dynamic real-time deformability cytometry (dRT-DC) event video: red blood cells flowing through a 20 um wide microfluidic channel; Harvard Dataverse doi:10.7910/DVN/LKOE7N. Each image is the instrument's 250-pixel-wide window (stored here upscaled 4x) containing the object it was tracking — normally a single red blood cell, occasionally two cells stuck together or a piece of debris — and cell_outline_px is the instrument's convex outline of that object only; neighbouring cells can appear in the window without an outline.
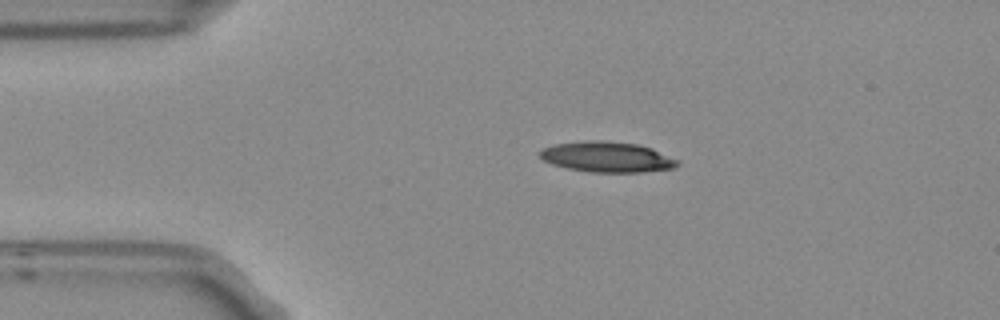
{"species": "Egyptian fruit bat (a non-hibernating species)", "species_latin": "Rousettus aegyptiacus", "temperature_condition": "room temperature", "stored_images_in_passage": 3, "camera_frame_rate_fps": 3000, "um_per_image_px": 0.085, "frame": {"image": 1, "passage_image": 2, "time_ms": 0.333, "image_size_px": [1000, 320], "cell_outline_px": [[680, 164], [676, 168], [640, 172], [592, 172], [568, 168], [552, 164], [544, 160], [540, 156], [540, 152], [544, 148], [556, 144], [584, 140], [604, 140], [636, 144], [652, 148], [680, 160]], "centroid_in_image_um": [51.66, 13.34], "position_along_channel_um": 33.3, "area_um2": 24.45}}
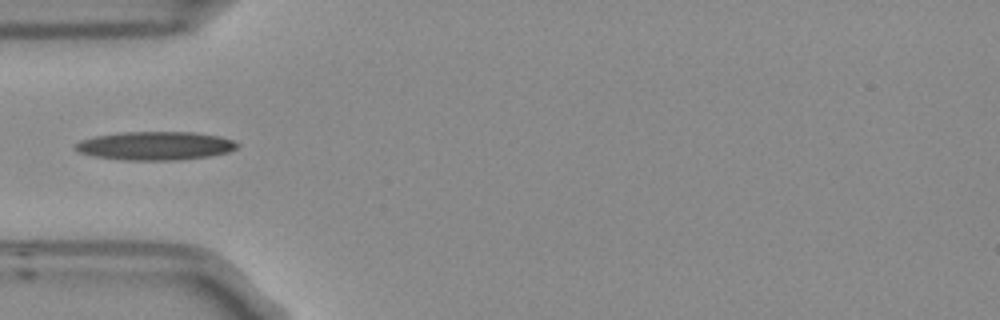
{"frame": {"image": 2, "passage_image": 3, "time_ms": 0.667, "image_size_px": [1000, 320], "cell_outline_px": [[240, 144], [236, 148], [228, 152], [208, 156], [172, 160], [128, 160], [96, 156], [80, 152], [72, 148], [80, 140], [96, 136], [124, 132], [192, 132], [220, 136], [232, 140]], "centroid_in_image_um": [13.21, 12.38], "position_along_channel_um": 71.8, "area_um2": 26.59}}